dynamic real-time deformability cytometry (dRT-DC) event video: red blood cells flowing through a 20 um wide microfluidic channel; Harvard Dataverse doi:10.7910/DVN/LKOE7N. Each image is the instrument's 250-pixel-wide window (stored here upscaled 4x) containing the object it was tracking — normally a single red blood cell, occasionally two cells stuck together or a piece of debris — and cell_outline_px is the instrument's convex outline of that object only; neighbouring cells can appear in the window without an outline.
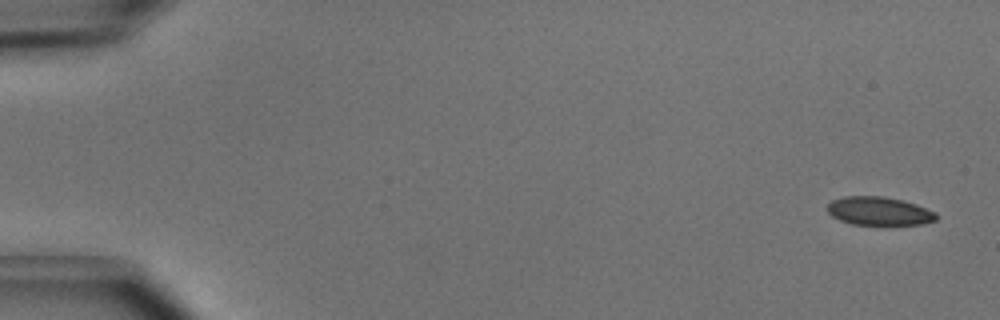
{"species": "common noctule bat (a hibernating species)", "species_latin": "Nyctalus noctula", "temperature_condition": "cold", "stored_images_in_passage": 7, "camera_frame_rate_fps": 3000, "um_per_image_px": 0.085, "animal": {"sex": "male", "body_mass_g": 15.6}, "frame": {"image": 1, "passage_image": 1, "time_ms": 0.0, "image_size_px": [1000, 320], "cell_outline_px": [[936, 220], [924, 224], [852, 224], [840, 220], [832, 216], [828, 212], [828, 204], [832, 200], [844, 196], [884, 196], [904, 200], [916, 204], [936, 212]], "centroid_in_image_um": [74.73, 17.93], "position_along_channel_um": 10.3, "area_um2": 17.98}}
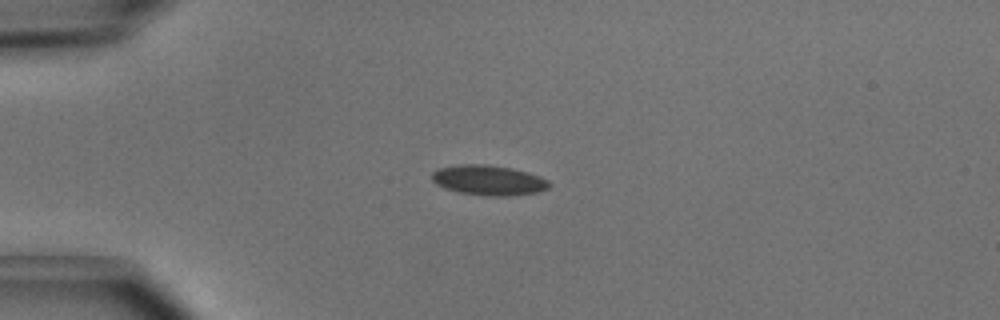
{"frame": {"image": 2, "passage_image": 4, "time_ms": 1.0, "image_size_px": [1000, 320], "cell_outline_px": [[552, 184], [548, 188], [536, 192], [512, 196], [488, 196], [460, 192], [444, 188], [436, 184], [432, 180], [432, 172], [436, 168], [456, 164], [488, 164], [512, 168], [528, 172], [540, 176], [548, 180]], "centroid_in_image_um": [41.52, 15.3], "position_along_channel_um": 43.5, "area_um2": 20.81}}
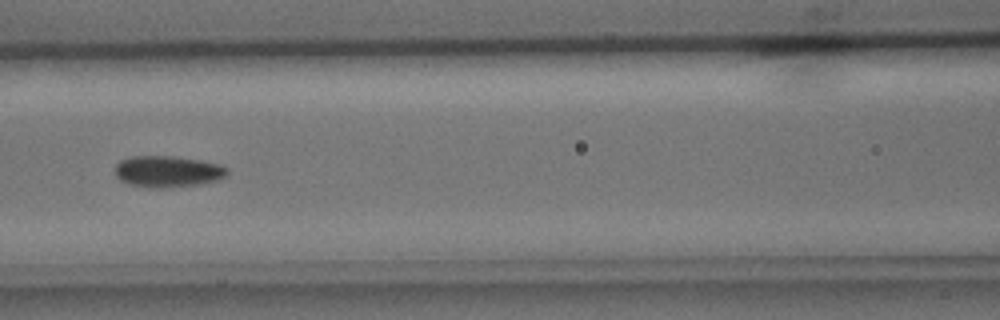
{"frame": {"image": 3, "passage_image": 7, "time_ms": 2.0, "image_size_px": [1000, 320], "cell_outline_px": [[228, 172], [224, 176], [216, 180], [204, 184], [164, 188], [148, 188], [128, 184], [120, 180], [116, 176], [116, 164], [120, 160], [132, 156], [172, 156], [200, 160], [220, 164], [228, 168]], "centroid_in_image_um": [14.24, 14.58], "position_along_channel_um": 152.4, "area_um2": 20.69}}